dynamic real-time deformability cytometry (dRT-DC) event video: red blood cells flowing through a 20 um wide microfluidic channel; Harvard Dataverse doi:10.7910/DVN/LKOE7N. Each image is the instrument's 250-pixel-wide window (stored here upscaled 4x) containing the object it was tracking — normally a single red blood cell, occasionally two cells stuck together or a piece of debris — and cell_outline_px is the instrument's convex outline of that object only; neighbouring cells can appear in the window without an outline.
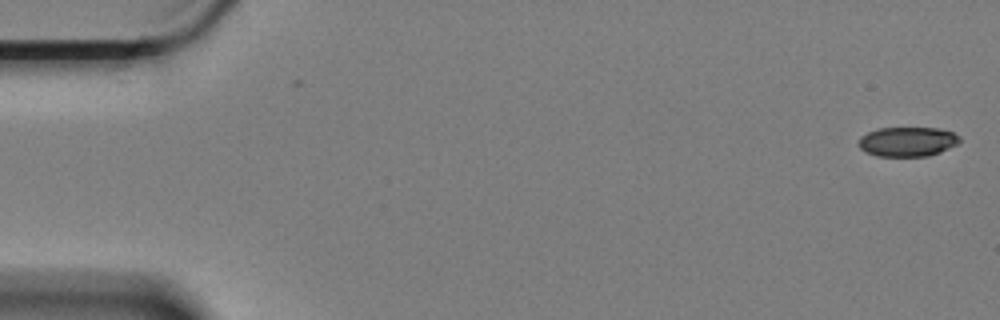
{"species": "Egyptian fruit bat (a non-hibernating species)", "species_latin": "Rousettus aegyptiacus", "temperature_condition": "cold", "stored_images_in_passage": 4, "camera_frame_rate_fps": 3000, "um_per_image_px": 0.085, "animal": {"sex": "female"}, "frame": {"image": 1, "passage_image": 1, "time_ms": 0.0, "image_size_px": [1000, 320], "cell_outline_px": [[960, 140], [956, 144], [940, 152], [928, 156], [876, 156], [864, 152], [856, 144], [860, 136], [876, 128], [940, 128], [952, 132], [960, 136]], "centroid_in_image_um": [77.08, 12.04], "position_along_channel_um": 7.9, "area_um2": 17.57}}